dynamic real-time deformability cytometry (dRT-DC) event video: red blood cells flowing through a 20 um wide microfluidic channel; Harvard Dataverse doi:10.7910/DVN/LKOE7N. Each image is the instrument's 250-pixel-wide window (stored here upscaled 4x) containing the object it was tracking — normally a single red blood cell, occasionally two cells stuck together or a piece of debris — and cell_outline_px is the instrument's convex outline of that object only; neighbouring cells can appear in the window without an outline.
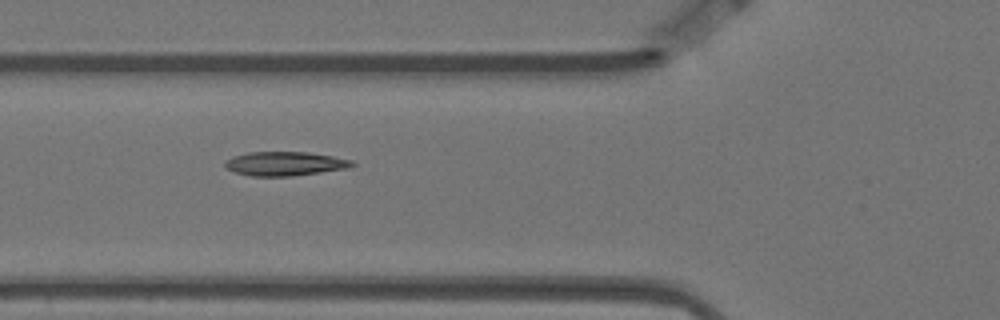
{"species": "Egyptian fruit bat (a non-hibernating species)", "species_latin": "Rousettus aegyptiacus", "temperature_condition": "warm", "stored_images_in_passage": 5, "camera_frame_rate_fps": 3000, "um_per_image_px": 0.085, "animal": {"sex": "female"}, "frame": {"image": 1, "passage_image": 4, "time_ms": 1.0, "image_size_px": [1000, 320], "cell_outline_px": [[356, 164], [348, 168], [292, 176], [252, 176], [236, 172], [224, 168], [224, 160], [232, 156], [248, 152], [308, 152], [332, 156], [352, 160]], "centroid_in_image_um": [24.18, 13.91], "position_along_channel_um": 101.6, "area_um2": 17.86}}
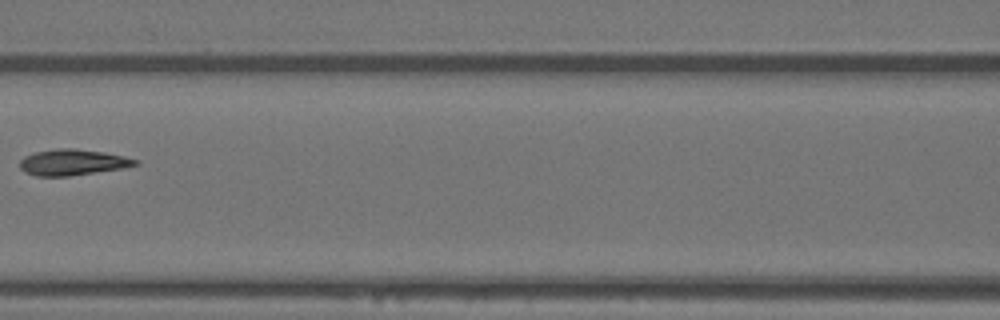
{"frame": {"image": 2, "passage_image": 5, "time_ms": 1.333, "image_size_px": [1000, 320], "cell_outline_px": [[140, 164], [124, 168], [68, 176], [36, 176], [24, 172], [20, 168], [20, 160], [24, 156], [36, 152], [56, 148], [72, 148], [104, 152], [124, 156], [140, 160]], "centroid_in_image_um": [6.19, 13.79], "position_along_channel_um": 160.4, "area_um2": 17.57}}